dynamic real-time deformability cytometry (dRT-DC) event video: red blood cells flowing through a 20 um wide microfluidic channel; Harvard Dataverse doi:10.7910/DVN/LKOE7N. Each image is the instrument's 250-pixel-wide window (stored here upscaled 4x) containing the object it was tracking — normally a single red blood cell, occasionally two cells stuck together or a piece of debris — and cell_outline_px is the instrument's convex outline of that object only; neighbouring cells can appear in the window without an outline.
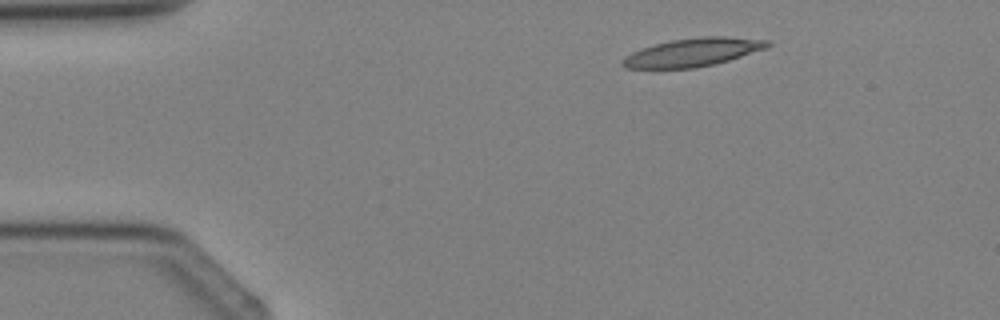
{"species": "Egyptian fruit bat (a non-hibernating species)", "species_latin": "Rousettus aegyptiacus", "temperature_condition": "cold", "stored_images_in_passage": 3, "camera_frame_rate_fps": 3000, "um_per_image_px": 0.085, "animal": {"sex": "female"}, "frame": {"image": 1, "passage_image": 2, "time_ms": 1.0, "image_size_px": [1000, 320], "cell_outline_px": [[772, 44], [764, 48], [728, 60], [696, 68], [624, 68], [620, 64], [620, 60], [624, 56], [632, 52], [656, 44], [672, 40], [700, 36], [724, 36], [768, 40]], "centroid_in_image_um": [58.83, 4.44], "position_along_channel_um": 26.2, "area_um2": 23.58}}